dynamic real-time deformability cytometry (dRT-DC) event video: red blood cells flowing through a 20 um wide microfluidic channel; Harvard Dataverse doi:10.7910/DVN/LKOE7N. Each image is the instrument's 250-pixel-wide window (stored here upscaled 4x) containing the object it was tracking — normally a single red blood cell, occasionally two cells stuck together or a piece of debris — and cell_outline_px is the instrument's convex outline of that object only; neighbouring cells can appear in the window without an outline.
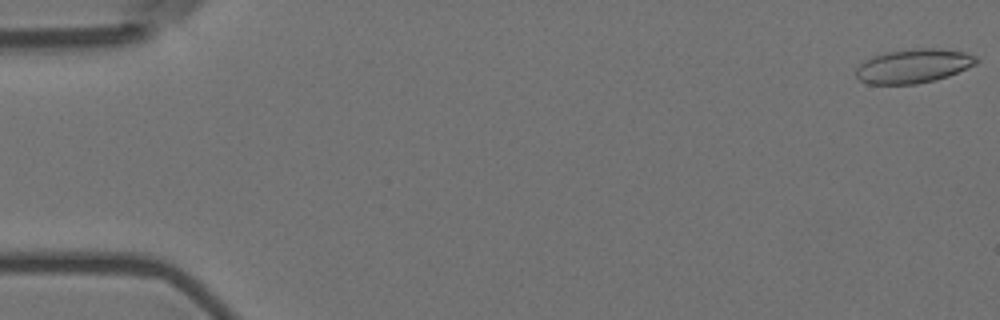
{"species": "Egyptian fruit bat (a non-hibernating species)", "species_latin": "Rousettus aegyptiacus", "temperature_condition": "room temperature", "stored_images_in_passage": 7, "camera_frame_rate_fps": 3000, "um_per_image_px": 0.085, "animal": {"sex": "female"}, "frame": {"image": 1, "passage_image": 1, "time_ms": 0.0, "image_size_px": [1000, 320], "cell_outline_px": [[980, 60], [976, 64], [948, 76], [936, 80], [916, 84], [868, 84], [860, 80], [856, 76], [856, 68], [864, 60], [872, 56], [884, 52], [916, 48], [936, 48], [964, 52], [976, 56]], "centroid_in_image_um": [77.63, 5.61], "position_along_channel_um": 7.4, "area_um2": 23.99}}